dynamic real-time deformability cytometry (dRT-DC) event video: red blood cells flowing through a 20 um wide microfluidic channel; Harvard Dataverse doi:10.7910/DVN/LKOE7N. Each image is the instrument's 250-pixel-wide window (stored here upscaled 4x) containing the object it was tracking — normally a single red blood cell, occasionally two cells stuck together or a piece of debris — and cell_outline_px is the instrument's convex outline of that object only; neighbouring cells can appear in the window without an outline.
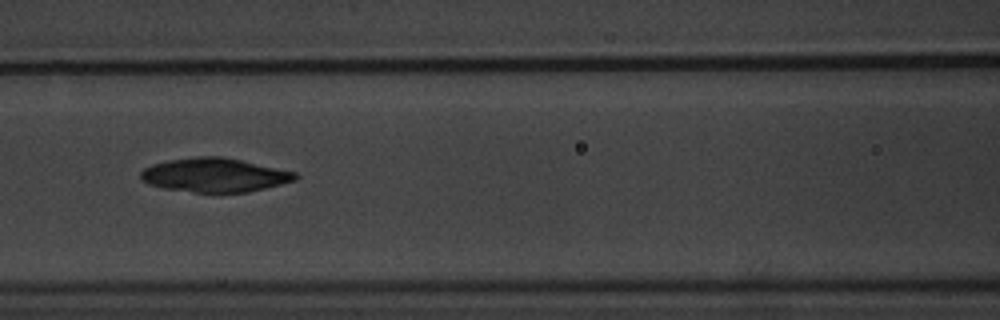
{"species": "common noctule bat (a hibernating species)", "species_latin": "Nyctalus noctula", "temperature_condition": "warm", "stored_images_in_passage": 6, "camera_frame_rate_fps": 3000, "um_per_image_px": 0.085, "animal": {"sex": "male", "body_mass_g": 20.1, "forearm_length_mm": 53.5}, "frame": {"image": 1, "passage_image": 3, "time_ms": 2.333, "image_size_px": [1000, 320], "cell_outline_px": [[300, 176], [296, 180], [248, 192], [196, 192], [164, 188], [148, 184], [140, 180], [140, 172], [144, 168], [152, 164], [168, 160], [196, 156], [220, 156], [240, 160], [296, 172]], "centroid_in_image_um": [18.21, 14.87], "position_along_channel_um": 148.4, "area_um2": 30.46}}
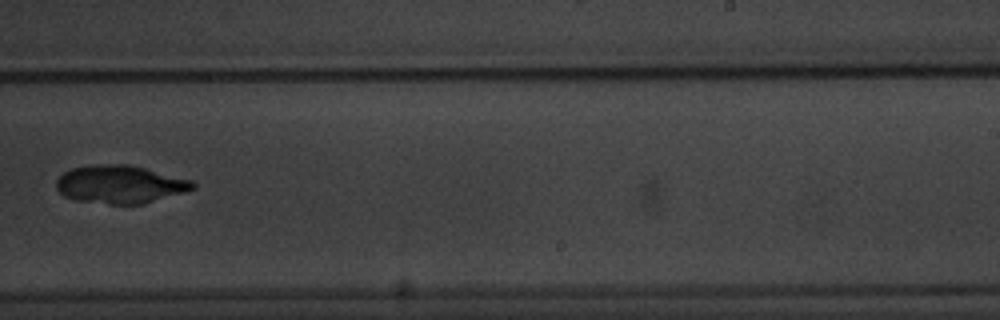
{"frame": {"image": 2, "passage_image": 6, "time_ms": 6.0, "image_size_px": [1000, 320], "cell_outline_px": [[196, 188], [184, 192], [144, 204], [108, 204], [76, 200], [64, 196], [56, 188], [56, 180], [64, 172], [72, 168], [100, 164], [128, 164], [192, 180], [196, 184]], "centroid_in_image_um": [10.21, 15.68], "position_along_channel_um": 278.8, "area_um2": 30.17}}